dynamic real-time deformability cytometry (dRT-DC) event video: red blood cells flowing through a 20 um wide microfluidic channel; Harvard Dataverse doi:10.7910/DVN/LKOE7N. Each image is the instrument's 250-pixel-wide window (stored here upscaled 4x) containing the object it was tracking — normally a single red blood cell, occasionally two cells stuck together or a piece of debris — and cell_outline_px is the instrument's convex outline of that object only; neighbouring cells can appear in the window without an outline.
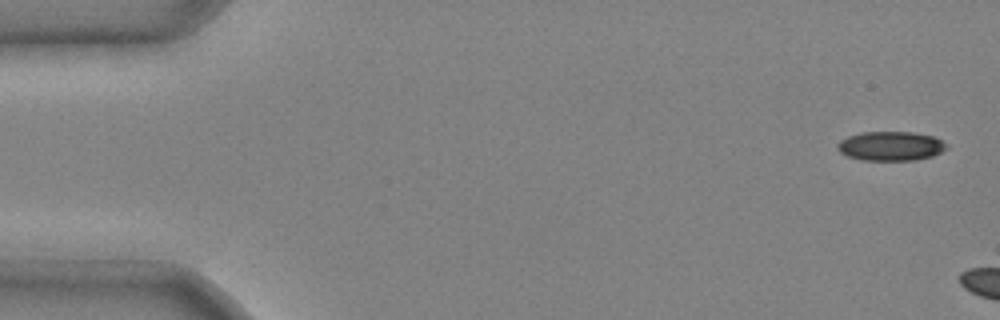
{"species": "common noctule bat (a hibernating species)", "species_latin": "Nyctalus noctula", "temperature_condition": "cold", "stored_images_in_passage": 2, "camera_frame_rate_fps": 3000, "um_per_image_px": 0.085, "animal": {"sex": "male", "body_mass_g": 20.4}, "frame": {"image": 1, "passage_image": 1, "time_ms": 0.0, "image_size_px": [1000, 320], "cell_outline_px": [[948, 148], [932, 156], [916, 160], [860, 160], [848, 156], [840, 152], [836, 148], [836, 144], [840, 140], [848, 136], [860, 132], [912, 132], [932, 136], [940, 140]], "centroid_in_image_um": [75.65, 12.41], "position_along_channel_um": 9.3, "area_um2": 18.55}}